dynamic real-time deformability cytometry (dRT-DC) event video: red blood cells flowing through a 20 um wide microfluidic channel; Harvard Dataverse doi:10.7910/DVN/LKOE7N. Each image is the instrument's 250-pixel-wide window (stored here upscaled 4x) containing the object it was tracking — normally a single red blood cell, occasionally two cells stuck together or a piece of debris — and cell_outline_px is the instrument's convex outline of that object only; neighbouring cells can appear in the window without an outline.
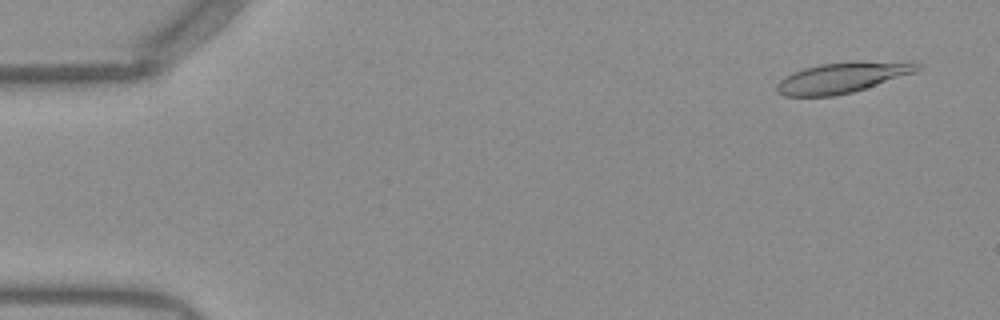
{"species": "Egyptian fruit bat (a non-hibernating species)", "species_latin": "Rousettus aegyptiacus", "temperature_condition": "warm", "stored_images_in_passage": 51, "camera_frame_rate_fps": 3000, "um_per_image_px": 0.085, "frame": {"image": 1, "passage_image": 3, "time_ms": 0.667, "image_size_px": [1000, 320], "cell_outline_px": [[920, 68], [916, 72], [852, 92], [832, 96], [784, 96], [776, 92], [776, 84], [784, 76], [792, 72], [804, 68], [820, 64], [920, 64]], "centroid_in_image_um": [71.38, 6.67], "position_along_channel_um": 13.6, "area_um2": 23.41}}
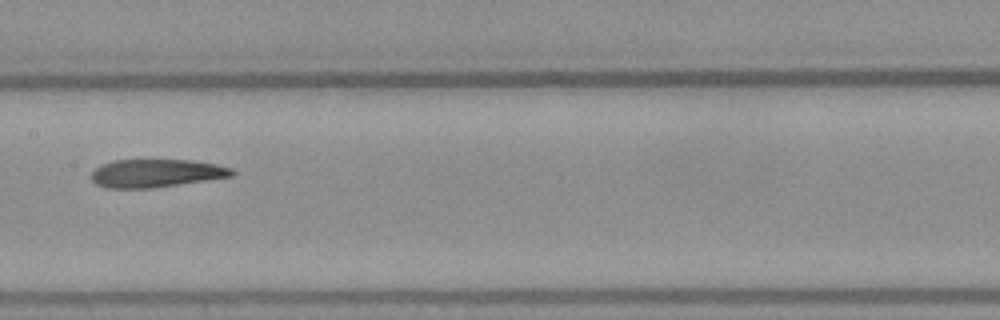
{"frame": {"image": 2, "passage_image": 26, "time_ms": 8.333, "image_size_px": [1000, 320], "cell_outline_px": [[236, 172], [232, 176], [152, 188], [104, 188], [96, 184], [92, 180], [92, 172], [96, 168], [112, 160], [192, 160], [216, 164], [232, 168]], "centroid_in_image_um": [13.27, 14.72], "position_along_channel_um": 194.1, "area_um2": 22.89}}
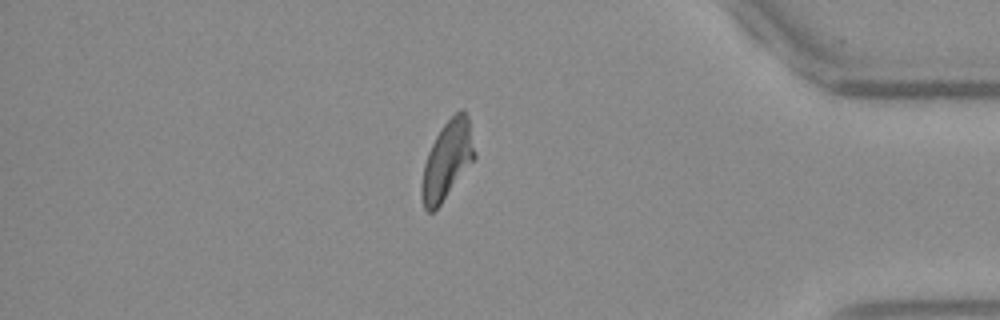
{"frame": {"image": 3, "passage_image": 44, "time_ms": 14.333, "image_size_px": [1000, 320], "cell_outline_px": [[476, 156], [440, 204], [432, 212], [428, 212], [424, 208], [420, 196], [420, 188], [424, 164], [428, 152], [440, 128], [460, 108], [464, 108], [468, 116], [476, 152]], "centroid_in_image_um": [38.0, 13.58], "position_along_channel_um": 397.2, "area_um2": 23.93}, "authors_computed_cell_mechanics": {"area_um2": 24.3916, "velocity_mm_per_s": 3.9284, "shape_relaxation_time_tau1_ms": null, "shape_relaxation_time_tau2_ms": 3.3435, "deformation_change_tau1": null, "deformation_change_tau2": 0.1178}}